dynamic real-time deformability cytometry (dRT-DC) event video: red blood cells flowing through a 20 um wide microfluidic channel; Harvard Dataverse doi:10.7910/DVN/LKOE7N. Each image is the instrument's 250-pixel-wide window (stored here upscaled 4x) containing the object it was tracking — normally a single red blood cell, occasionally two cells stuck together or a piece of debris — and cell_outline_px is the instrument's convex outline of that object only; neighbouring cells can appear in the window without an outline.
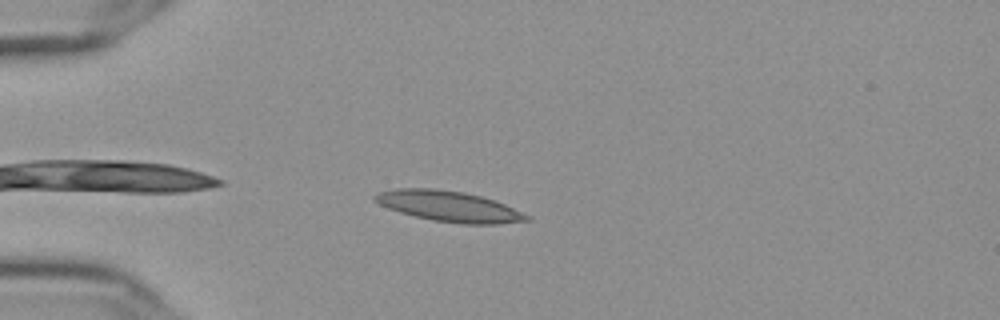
{"species": "Egyptian fruit bat (a non-hibernating species)", "species_latin": "Rousettus aegyptiacus", "temperature_condition": "cold", "stored_images_in_passage": 32, "camera_frame_rate_fps": 3000, "um_per_image_px": 0.085, "frame": {"image": 1, "passage_image": 3, "time_ms": 0.667, "image_size_px": [1000, 320], "cell_outline_px": [[532, 220], [496, 224], [464, 224], [432, 220], [400, 212], [388, 208], [372, 200], [372, 196], [380, 192], [396, 188], [432, 188], [464, 192], [480, 196], [504, 204], [532, 216]], "centroid_in_image_um": [38.17, 17.54], "position_along_channel_um": 46.8, "area_um2": 26.99}}
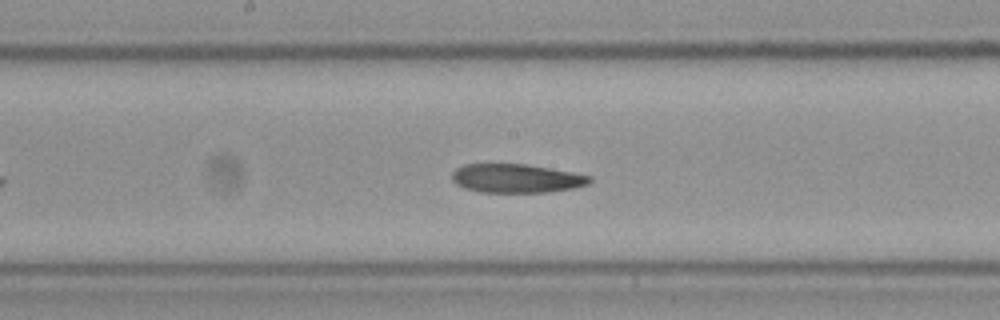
{"frame": {"image": 2, "passage_image": 18, "time_ms": 5.667, "image_size_px": [1000, 320], "cell_outline_px": [[592, 180], [588, 184], [572, 188], [544, 192], [480, 192], [464, 188], [456, 184], [452, 180], [452, 172], [456, 168], [464, 164], [524, 164], [572, 172], [592, 176]], "centroid_in_image_um": [43.85, 15.16], "position_along_channel_um": 204.3, "area_um2": 22.95}}
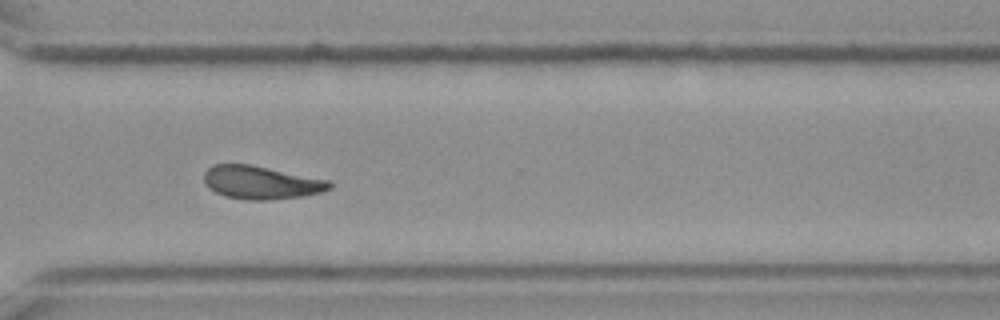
{"frame": {"image": 3, "passage_image": 30, "time_ms": 9.667, "image_size_px": [1000, 320], "cell_outline_px": [[332, 188], [320, 192], [300, 196], [268, 200], [248, 200], [224, 196], [208, 188], [204, 180], [204, 172], [212, 164], [248, 164], [332, 180]], "centroid_in_image_um": [22.19, 15.51], "position_along_channel_um": 348.4, "area_um2": 24.28}}